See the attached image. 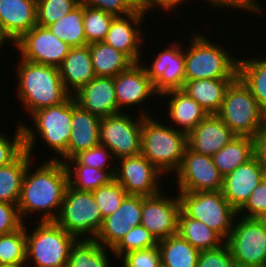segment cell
<instances>
[{
    "mask_svg": "<svg viewBox=\"0 0 266 267\" xmlns=\"http://www.w3.org/2000/svg\"><path fill=\"white\" fill-rule=\"evenodd\" d=\"M174 174L176 175L175 189L178 192L222 190L223 176L214 165L212 156L198 154L189 147Z\"/></svg>",
    "mask_w": 266,
    "mask_h": 267,
    "instance_id": "15",
    "label": "cell"
},
{
    "mask_svg": "<svg viewBox=\"0 0 266 267\" xmlns=\"http://www.w3.org/2000/svg\"><path fill=\"white\" fill-rule=\"evenodd\" d=\"M190 2V0H187ZM186 4V0H147V15L150 16V11H155L162 9L164 12L167 13H175L177 14V9L182 7L181 5ZM158 8V9H157Z\"/></svg>",
    "mask_w": 266,
    "mask_h": 267,
    "instance_id": "50",
    "label": "cell"
},
{
    "mask_svg": "<svg viewBox=\"0 0 266 267\" xmlns=\"http://www.w3.org/2000/svg\"><path fill=\"white\" fill-rule=\"evenodd\" d=\"M201 1L207 2V4H210L211 7L214 6V8H212L214 10L215 8L217 10L218 8H220L221 10H224V12H226L225 10L227 9L229 10V12L230 10H235L237 12L239 9L240 12L245 11L247 13L253 14V16L257 15V17H259L258 15L261 16L262 14H264V11L266 10L264 5H261L263 3H260L261 1L259 0H200V2Z\"/></svg>",
    "mask_w": 266,
    "mask_h": 267,
    "instance_id": "47",
    "label": "cell"
},
{
    "mask_svg": "<svg viewBox=\"0 0 266 267\" xmlns=\"http://www.w3.org/2000/svg\"><path fill=\"white\" fill-rule=\"evenodd\" d=\"M68 184L79 191H94L114 179L110 170H99L82 165L75 157L66 160Z\"/></svg>",
    "mask_w": 266,
    "mask_h": 267,
    "instance_id": "35",
    "label": "cell"
},
{
    "mask_svg": "<svg viewBox=\"0 0 266 267\" xmlns=\"http://www.w3.org/2000/svg\"><path fill=\"white\" fill-rule=\"evenodd\" d=\"M89 50L96 76L115 77L133 64L124 53L103 41L90 43Z\"/></svg>",
    "mask_w": 266,
    "mask_h": 267,
    "instance_id": "31",
    "label": "cell"
},
{
    "mask_svg": "<svg viewBox=\"0 0 266 267\" xmlns=\"http://www.w3.org/2000/svg\"><path fill=\"white\" fill-rule=\"evenodd\" d=\"M162 267H197L199 250L178 233L158 241Z\"/></svg>",
    "mask_w": 266,
    "mask_h": 267,
    "instance_id": "33",
    "label": "cell"
},
{
    "mask_svg": "<svg viewBox=\"0 0 266 267\" xmlns=\"http://www.w3.org/2000/svg\"><path fill=\"white\" fill-rule=\"evenodd\" d=\"M23 224L17 205L0 202V235L11 233Z\"/></svg>",
    "mask_w": 266,
    "mask_h": 267,
    "instance_id": "48",
    "label": "cell"
},
{
    "mask_svg": "<svg viewBox=\"0 0 266 267\" xmlns=\"http://www.w3.org/2000/svg\"><path fill=\"white\" fill-rule=\"evenodd\" d=\"M181 210L205 223L224 240L230 235L238 212L225 199L222 191L178 192Z\"/></svg>",
    "mask_w": 266,
    "mask_h": 267,
    "instance_id": "9",
    "label": "cell"
},
{
    "mask_svg": "<svg viewBox=\"0 0 266 267\" xmlns=\"http://www.w3.org/2000/svg\"><path fill=\"white\" fill-rule=\"evenodd\" d=\"M187 136L188 147L206 156L215 155L236 137L216 114H208Z\"/></svg>",
    "mask_w": 266,
    "mask_h": 267,
    "instance_id": "22",
    "label": "cell"
},
{
    "mask_svg": "<svg viewBox=\"0 0 266 267\" xmlns=\"http://www.w3.org/2000/svg\"><path fill=\"white\" fill-rule=\"evenodd\" d=\"M100 117L80 107L72 95V131L68 143V159L100 144Z\"/></svg>",
    "mask_w": 266,
    "mask_h": 267,
    "instance_id": "25",
    "label": "cell"
},
{
    "mask_svg": "<svg viewBox=\"0 0 266 267\" xmlns=\"http://www.w3.org/2000/svg\"><path fill=\"white\" fill-rule=\"evenodd\" d=\"M119 261L122 267H162L158 245L148 249L130 251L124 254Z\"/></svg>",
    "mask_w": 266,
    "mask_h": 267,
    "instance_id": "44",
    "label": "cell"
},
{
    "mask_svg": "<svg viewBox=\"0 0 266 267\" xmlns=\"http://www.w3.org/2000/svg\"><path fill=\"white\" fill-rule=\"evenodd\" d=\"M159 97L162 98L161 102L165 99L167 102L163 103L166 104L165 112L167 114L165 113V115L168 117L163 119H167L168 122L170 121V126L187 135L208 115L204 108L181 89L167 91Z\"/></svg>",
    "mask_w": 266,
    "mask_h": 267,
    "instance_id": "23",
    "label": "cell"
},
{
    "mask_svg": "<svg viewBox=\"0 0 266 267\" xmlns=\"http://www.w3.org/2000/svg\"><path fill=\"white\" fill-rule=\"evenodd\" d=\"M32 160L25 149L13 162L0 167V202L18 204L24 174Z\"/></svg>",
    "mask_w": 266,
    "mask_h": 267,
    "instance_id": "32",
    "label": "cell"
},
{
    "mask_svg": "<svg viewBox=\"0 0 266 267\" xmlns=\"http://www.w3.org/2000/svg\"><path fill=\"white\" fill-rule=\"evenodd\" d=\"M79 4L80 0H37V25L48 27Z\"/></svg>",
    "mask_w": 266,
    "mask_h": 267,
    "instance_id": "40",
    "label": "cell"
},
{
    "mask_svg": "<svg viewBox=\"0 0 266 267\" xmlns=\"http://www.w3.org/2000/svg\"><path fill=\"white\" fill-rule=\"evenodd\" d=\"M75 158L82 165L99 170H110L115 175L116 160H114L112 152L105 145L98 144L93 148L84 150L77 154Z\"/></svg>",
    "mask_w": 266,
    "mask_h": 267,
    "instance_id": "42",
    "label": "cell"
},
{
    "mask_svg": "<svg viewBox=\"0 0 266 267\" xmlns=\"http://www.w3.org/2000/svg\"><path fill=\"white\" fill-rule=\"evenodd\" d=\"M225 243L238 267H266V223L262 218L237 215Z\"/></svg>",
    "mask_w": 266,
    "mask_h": 267,
    "instance_id": "11",
    "label": "cell"
},
{
    "mask_svg": "<svg viewBox=\"0 0 266 267\" xmlns=\"http://www.w3.org/2000/svg\"><path fill=\"white\" fill-rule=\"evenodd\" d=\"M33 223L34 229L26 223V267H65L77 239L54 221Z\"/></svg>",
    "mask_w": 266,
    "mask_h": 267,
    "instance_id": "6",
    "label": "cell"
},
{
    "mask_svg": "<svg viewBox=\"0 0 266 267\" xmlns=\"http://www.w3.org/2000/svg\"><path fill=\"white\" fill-rule=\"evenodd\" d=\"M103 216L94 195L66 187L61 209L54 222L77 240L95 239L103 224Z\"/></svg>",
    "mask_w": 266,
    "mask_h": 267,
    "instance_id": "8",
    "label": "cell"
},
{
    "mask_svg": "<svg viewBox=\"0 0 266 267\" xmlns=\"http://www.w3.org/2000/svg\"><path fill=\"white\" fill-rule=\"evenodd\" d=\"M197 267H237L226 243L219 248L199 252Z\"/></svg>",
    "mask_w": 266,
    "mask_h": 267,
    "instance_id": "45",
    "label": "cell"
},
{
    "mask_svg": "<svg viewBox=\"0 0 266 267\" xmlns=\"http://www.w3.org/2000/svg\"><path fill=\"white\" fill-rule=\"evenodd\" d=\"M266 214V185L261 181L254 189L238 215L247 218H262Z\"/></svg>",
    "mask_w": 266,
    "mask_h": 267,
    "instance_id": "46",
    "label": "cell"
},
{
    "mask_svg": "<svg viewBox=\"0 0 266 267\" xmlns=\"http://www.w3.org/2000/svg\"><path fill=\"white\" fill-rule=\"evenodd\" d=\"M216 115L236 136L250 138H256L266 122V113L239 77L227 88Z\"/></svg>",
    "mask_w": 266,
    "mask_h": 267,
    "instance_id": "7",
    "label": "cell"
},
{
    "mask_svg": "<svg viewBox=\"0 0 266 267\" xmlns=\"http://www.w3.org/2000/svg\"><path fill=\"white\" fill-rule=\"evenodd\" d=\"M73 97L80 107L100 118L121 112L117 106L114 77L95 76Z\"/></svg>",
    "mask_w": 266,
    "mask_h": 267,
    "instance_id": "21",
    "label": "cell"
},
{
    "mask_svg": "<svg viewBox=\"0 0 266 267\" xmlns=\"http://www.w3.org/2000/svg\"><path fill=\"white\" fill-rule=\"evenodd\" d=\"M15 127L13 138L0 131V167L13 162L25 150L22 125L17 123Z\"/></svg>",
    "mask_w": 266,
    "mask_h": 267,
    "instance_id": "43",
    "label": "cell"
},
{
    "mask_svg": "<svg viewBox=\"0 0 266 267\" xmlns=\"http://www.w3.org/2000/svg\"><path fill=\"white\" fill-rule=\"evenodd\" d=\"M37 0H0V25L13 42L37 25Z\"/></svg>",
    "mask_w": 266,
    "mask_h": 267,
    "instance_id": "24",
    "label": "cell"
},
{
    "mask_svg": "<svg viewBox=\"0 0 266 267\" xmlns=\"http://www.w3.org/2000/svg\"><path fill=\"white\" fill-rule=\"evenodd\" d=\"M257 57L238 60V77L250 89L260 108L266 113V56L257 53Z\"/></svg>",
    "mask_w": 266,
    "mask_h": 267,
    "instance_id": "29",
    "label": "cell"
},
{
    "mask_svg": "<svg viewBox=\"0 0 266 267\" xmlns=\"http://www.w3.org/2000/svg\"><path fill=\"white\" fill-rule=\"evenodd\" d=\"M6 44L8 45L9 42L10 44H12V46L14 45V42L10 39V37L4 32L3 28L0 25V50L1 48L3 49ZM1 52V51H0Z\"/></svg>",
    "mask_w": 266,
    "mask_h": 267,
    "instance_id": "53",
    "label": "cell"
},
{
    "mask_svg": "<svg viewBox=\"0 0 266 267\" xmlns=\"http://www.w3.org/2000/svg\"><path fill=\"white\" fill-rule=\"evenodd\" d=\"M153 196H142L141 225L144 226L157 241L177 233L178 218L181 212V201L178 192L173 196L164 193ZM166 196H165V195ZM176 195V196H175Z\"/></svg>",
    "mask_w": 266,
    "mask_h": 267,
    "instance_id": "16",
    "label": "cell"
},
{
    "mask_svg": "<svg viewBox=\"0 0 266 267\" xmlns=\"http://www.w3.org/2000/svg\"><path fill=\"white\" fill-rule=\"evenodd\" d=\"M263 165L255 155L223 177L222 194L238 212L262 181Z\"/></svg>",
    "mask_w": 266,
    "mask_h": 267,
    "instance_id": "20",
    "label": "cell"
},
{
    "mask_svg": "<svg viewBox=\"0 0 266 267\" xmlns=\"http://www.w3.org/2000/svg\"><path fill=\"white\" fill-rule=\"evenodd\" d=\"M133 12L147 15V0H123Z\"/></svg>",
    "mask_w": 266,
    "mask_h": 267,
    "instance_id": "52",
    "label": "cell"
},
{
    "mask_svg": "<svg viewBox=\"0 0 266 267\" xmlns=\"http://www.w3.org/2000/svg\"><path fill=\"white\" fill-rule=\"evenodd\" d=\"M80 3L103 10L115 17L127 16L133 12L123 0H80Z\"/></svg>",
    "mask_w": 266,
    "mask_h": 267,
    "instance_id": "49",
    "label": "cell"
},
{
    "mask_svg": "<svg viewBox=\"0 0 266 267\" xmlns=\"http://www.w3.org/2000/svg\"><path fill=\"white\" fill-rule=\"evenodd\" d=\"M110 252H113L111 248L102 246L95 239L76 240L65 267H112Z\"/></svg>",
    "mask_w": 266,
    "mask_h": 267,
    "instance_id": "34",
    "label": "cell"
},
{
    "mask_svg": "<svg viewBox=\"0 0 266 267\" xmlns=\"http://www.w3.org/2000/svg\"><path fill=\"white\" fill-rule=\"evenodd\" d=\"M142 196L127 195L121 206L104 218L95 238L102 246L113 249L134 227L141 225Z\"/></svg>",
    "mask_w": 266,
    "mask_h": 267,
    "instance_id": "19",
    "label": "cell"
},
{
    "mask_svg": "<svg viewBox=\"0 0 266 267\" xmlns=\"http://www.w3.org/2000/svg\"><path fill=\"white\" fill-rule=\"evenodd\" d=\"M146 18L147 15L140 12L115 17L103 42L124 53L133 63H139L144 58L142 47L147 43V33L142 32V23H145Z\"/></svg>",
    "mask_w": 266,
    "mask_h": 267,
    "instance_id": "17",
    "label": "cell"
},
{
    "mask_svg": "<svg viewBox=\"0 0 266 267\" xmlns=\"http://www.w3.org/2000/svg\"><path fill=\"white\" fill-rule=\"evenodd\" d=\"M159 120L152 115L142 119L141 154L170 178L169 175L175 176L182 162L188 136L169 124L165 125L160 117Z\"/></svg>",
    "mask_w": 266,
    "mask_h": 267,
    "instance_id": "5",
    "label": "cell"
},
{
    "mask_svg": "<svg viewBox=\"0 0 266 267\" xmlns=\"http://www.w3.org/2000/svg\"><path fill=\"white\" fill-rule=\"evenodd\" d=\"M18 58L59 68L71 46L53 34L48 27L36 25L14 42Z\"/></svg>",
    "mask_w": 266,
    "mask_h": 267,
    "instance_id": "12",
    "label": "cell"
},
{
    "mask_svg": "<svg viewBox=\"0 0 266 267\" xmlns=\"http://www.w3.org/2000/svg\"><path fill=\"white\" fill-rule=\"evenodd\" d=\"M137 112L133 117V112H120L100 118V144L112 152L115 160L141 154L142 119L151 114L149 111L146 113L144 108Z\"/></svg>",
    "mask_w": 266,
    "mask_h": 267,
    "instance_id": "10",
    "label": "cell"
},
{
    "mask_svg": "<svg viewBox=\"0 0 266 267\" xmlns=\"http://www.w3.org/2000/svg\"><path fill=\"white\" fill-rule=\"evenodd\" d=\"M177 233L199 251L219 248L225 240L200 220L188 217L182 210Z\"/></svg>",
    "mask_w": 266,
    "mask_h": 267,
    "instance_id": "30",
    "label": "cell"
},
{
    "mask_svg": "<svg viewBox=\"0 0 266 267\" xmlns=\"http://www.w3.org/2000/svg\"><path fill=\"white\" fill-rule=\"evenodd\" d=\"M33 163L31 161L28 164L22 182L17 204L20 217L24 223H27V218H31L33 214H39L40 217L35 221H54L68 186L66 165L59 160H45L40 162L41 164L38 163L39 166ZM34 165L37 166L36 169Z\"/></svg>",
    "mask_w": 266,
    "mask_h": 267,
    "instance_id": "1",
    "label": "cell"
},
{
    "mask_svg": "<svg viewBox=\"0 0 266 267\" xmlns=\"http://www.w3.org/2000/svg\"><path fill=\"white\" fill-rule=\"evenodd\" d=\"M114 18L103 10L84 5L83 23L87 43L103 41Z\"/></svg>",
    "mask_w": 266,
    "mask_h": 267,
    "instance_id": "38",
    "label": "cell"
},
{
    "mask_svg": "<svg viewBox=\"0 0 266 267\" xmlns=\"http://www.w3.org/2000/svg\"><path fill=\"white\" fill-rule=\"evenodd\" d=\"M59 72L65 90L73 95L88 84L96 75L91 62L89 44L82 47H71Z\"/></svg>",
    "mask_w": 266,
    "mask_h": 267,
    "instance_id": "26",
    "label": "cell"
},
{
    "mask_svg": "<svg viewBox=\"0 0 266 267\" xmlns=\"http://www.w3.org/2000/svg\"><path fill=\"white\" fill-rule=\"evenodd\" d=\"M176 41H169L168 47L158 50L155 55L152 54L149 64V60L144 62L145 59H140L159 95L170 90L182 89L185 83L184 45L183 41Z\"/></svg>",
    "mask_w": 266,
    "mask_h": 267,
    "instance_id": "13",
    "label": "cell"
},
{
    "mask_svg": "<svg viewBox=\"0 0 266 267\" xmlns=\"http://www.w3.org/2000/svg\"><path fill=\"white\" fill-rule=\"evenodd\" d=\"M236 78H214L185 81L182 91L192 97L208 114H216L229 85Z\"/></svg>",
    "mask_w": 266,
    "mask_h": 267,
    "instance_id": "27",
    "label": "cell"
},
{
    "mask_svg": "<svg viewBox=\"0 0 266 267\" xmlns=\"http://www.w3.org/2000/svg\"><path fill=\"white\" fill-rule=\"evenodd\" d=\"M29 119L34 126L19 122L23 129L24 147L28 153L33 157L38 138L43 141L42 144L48 146V150L51 149L55 153L53 156L57 154L48 160H68V143L72 131V95L58 105L37 110Z\"/></svg>",
    "mask_w": 266,
    "mask_h": 267,
    "instance_id": "3",
    "label": "cell"
},
{
    "mask_svg": "<svg viewBox=\"0 0 266 267\" xmlns=\"http://www.w3.org/2000/svg\"><path fill=\"white\" fill-rule=\"evenodd\" d=\"M0 264L26 265V223L0 235Z\"/></svg>",
    "mask_w": 266,
    "mask_h": 267,
    "instance_id": "37",
    "label": "cell"
},
{
    "mask_svg": "<svg viewBox=\"0 0 266 267\" xmlns=\"http://www.w3.org/2000/svg\"><path fill=\"white\" fill-rule=\"evenodd\" d=\"M262 182L266 185V168L264 169L262 174Z\"/></svg>",
    "mask_w": 266,
    "mask_h": 267,
    "instance_id": "55",
    "label": "cell"
},
{
    "mask_svg": "<svg viewBox=\"0 0 266 267\" xmlns=\"http://www.w3.org/2000/svg\"><path fill=\"white\" fill-rule=\"evenodd\" d=\"M191 32L188 47L184 45L185 81L238 77L239 58L234 56L235 51L215 43L209 34Z\"/></svg>",
    "mask_w": 266,
    "mask_h": 267,
    "instance_id": "4",
    "label": "cell"
},
{
    "mask_svg": "<svg viewBox=\"0 0 266 267\" xmlns=\"http://www.w3.org/2000/svg\"><path fill=\"white\" fill-rule=\"evenodd\" d=\"M116 161L114 179L128 195L147 197L164 190L161 183L166 176L144 155L123 157Z\"/></svg>",
    "mask_w": 266,
    "mask_h": 267,
    "instance_id": "14",
    "label": "cell"
},
{
    "mask_svg": "<svg viewBox=\"0 0 266 267\" xmlns=\"http://www.w3.org/2000/svg\"><path fill=\"white\" fill-rule=\"evenodd\" d=\"M255 156V138L236 136L212 156L219 173L225 175L234 171Z\"/></svg>",
    "mask_w": 266,
    "mask_h": 267,
    "instance_id": "28",
    "label": "cell"
},
{
    "mask_svg": "<svg viewBox=\"0 0 266 267\" xmlns=\"http://www.w3.org/2000/svg\"><path fill=\"white\" fill-rule=\"evenodd\" d=\"M262 219L265 221L266 223V214L262 217Z\"/></svg>",
    "mask_w": 266,
    "mask_h": 267,
    "instance_id": "56",
    "label": "cell"
},
{
    "mask_svg": "<svg viewBox=\"0 0 266 267\" xmlns=\"http://www.w3.org/2000/svg\"><path fill=\"white\" fill-rule=\"evenodd\" d=\"M84 5L79 4L66 16L48 26L50 31L71 47L88 45L84 33Z\"/></svg>",
    "mask_w": 266,
    "mask_h": 267,
    "instance_id": "36",
    "label": "cell"
},
{
    "mask_svg": "<svg viewBox=\"0 0 266 267\" xmlns=\"http://www.w3.org/2000/svg\"><path fill=\"white\" fill-rule=\"evenodd\" d=\"M114 84L117 106L121 112H127L131 106L136 108L150 104L151 97L159 98L154 83L140 62L133 63L127 70L115 76Z\"/></svg>",
    "mask_w": 266,
    "mask_h": 267,
    "instance_id": "18",
    "label": "cell"
},
{
    "mask_svg": "<svg viewBox=\"0 0 266 267\" xmlns=\"http://www.w3.org/2000/svg\"><path fill=\"white\" fill-rule=\"evenodd\" d=\"M0 267H26V265L0 264Z\"/></svg>",
    "mask_w": 266,
    "mask_h": 267,
    "instance_id": "54",
    "label": "cell"
},
{
    "mask_svg": "<svg viewBox=\"0 0 266 267\" xmlns=\"http://www.w3.org/2000/svg\"><path fill=\"white\" fill-rule=\"evenodd\" d=\"M255 155L259 158L263 167L266 168V122L255 138Z\"/></svg>",
    "mask_w": 266,
    "mask_h": 267,
    "instance_id": "51",
    "label": "cell"
},
{
    "mask_svg": "<svg viewBox=\"0 0 266 267\" xmlns=\"http://www.w3.org/2000/svg\"><path fill=\"white\" fill-rule=\"evenodd\" d=\"M17 100L27 112L28 117L39 109L64 102L70 94L65 90L59 68L17 60Z\"/></svg>",
    "mask_w": 266,
    "mask_h": 267,
    "instance_id": "2",
    "label": "cell"
},
{
    "mask_svg": "<svg viewBox=\"0 0 266 267\" xmlns=\"http://www.w3.org/2000/svg\"><path fill=\"white\" fill-rule=\"evenodd\" d=\"M158 245L156 238L142 225L132 228L112 249L113 257L118 260L126 253L134 250L148 249Z\"/></svg>",
    "mask_w": 266,
    "mask_h": 267,
    "instance_id": "39",
    "label": "cell"
},
{
    "mask_svg": "<svg viewBox=\"0 0 266 267\" xmlns=\"http://www.w3.org/2000/svg\"><path fill=\"white\" fill-rule=\"evenodd\" d=\"M95 201L101 210L103 219L112 215L128 195L123 187L113 179L109 184L92 191Z\"/></svg>",
    "mask_w": 266,
    "mask_h": 267,
    "instance_id": "41",
    "label": "cell"
}]
</instances>
